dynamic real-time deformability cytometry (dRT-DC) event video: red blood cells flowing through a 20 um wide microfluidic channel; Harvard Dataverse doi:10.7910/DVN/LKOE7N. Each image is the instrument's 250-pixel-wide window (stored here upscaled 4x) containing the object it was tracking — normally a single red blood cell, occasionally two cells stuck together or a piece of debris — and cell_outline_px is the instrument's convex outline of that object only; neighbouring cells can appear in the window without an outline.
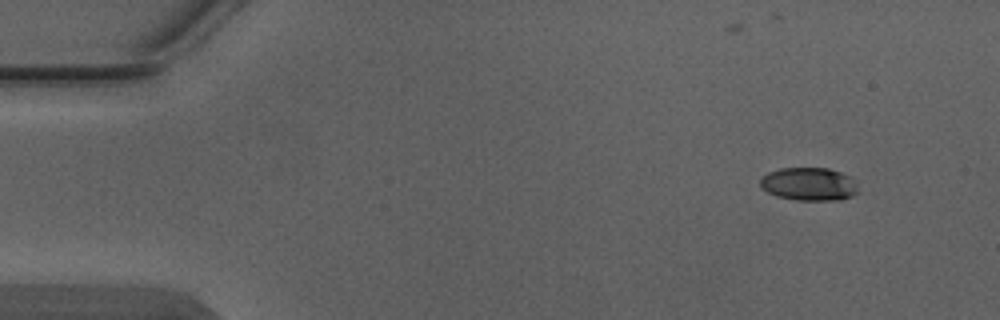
{"species": "Egyptian fruit bat (a non-hibernating species)", "species_latin": "Rousettus aegyptiacus", "temperature_condition": "warm", "stored_images_in_passage": 4, "camera_frame_rate_fps": 3000, "um_per_image_px": 0.085, "animal": {"sex": "male"}, "frame": {"image": 1, "passage_image": 1, "time_ms": 0.0, "image_size_px": [1000, 320], "cell_outline_px": [[856, 192], [852, 196], [840, 200], [796, 200], [776, 196], [760, 188], [760, 180], [768, 172], [780, 168], [828, 168], [852, 176], [856, 184]], "centroid_in_image_um": [68.75, 15.64], "position_along_channel_um": 16.2, "area_um2": 18.96}}
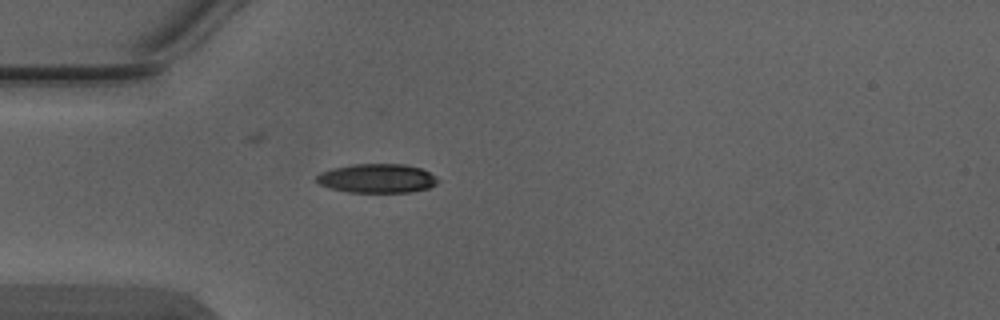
{"frame": {"image": 2, "passage_image": 4, "time_ms": 1.0, "image_size_px": [1000, 320], "cell_outline_px": [[440, 180], [436, 184], [428, 188], [412, 192], [348, 192], [328, 188], [320, 184], [316, 180], [316, 176], [320, 172], [332, 168], [352, 164], [404, 164], [420, 168], [436, 176]], "centroid_in_image_um": [32.04, 15.16], "position_along_channel_um": 53.0, "area_um2": 20.63}}